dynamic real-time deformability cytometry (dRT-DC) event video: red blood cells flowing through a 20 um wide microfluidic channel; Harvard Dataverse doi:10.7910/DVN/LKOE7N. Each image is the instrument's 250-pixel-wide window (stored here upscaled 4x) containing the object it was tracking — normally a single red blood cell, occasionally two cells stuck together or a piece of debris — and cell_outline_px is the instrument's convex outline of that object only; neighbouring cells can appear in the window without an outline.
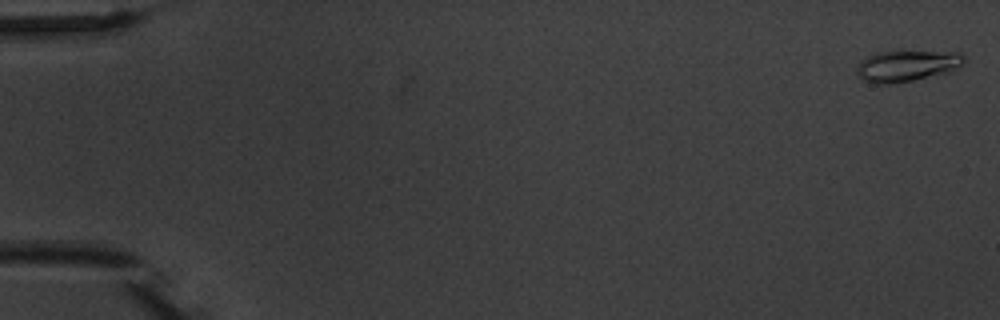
{"species": "common noctule bat (a hibernating species)", "species_latin": "Nyctalus noctula", "temperature_condition": "warm", "stored_images_in_passage": 6, "camera_frame_rate_fps": 3000, "um_per_image_px": 0.085, "animal": {"sex": "male", "body_mass_g": 20.1, "forearm_length_mm": 53.5}, "frame": {"image": 1, "passage_image": 1, "time_ms": 0.0, "image_size_px": [1000, 320], "cell_outline_px": [[964, 64], [948, 72], [912, 80], [892, 84], [872, 84], [864, 80], [860, 76], [856, 68], [860, 60], [868, 56], [880, 52], [960, 52], [964, 56]], "centroid_in_image_um": [77.07, 5.61], "position_along_channel_um": 7.9, "area_um2": 19.19}}
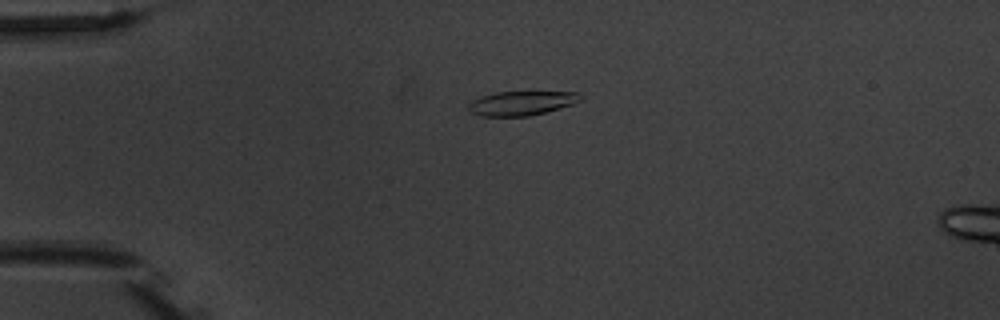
{"frame": {"image": 2, "passage_image": 4, "time_ms": 4.333, "image_size_px": [1000, 320], "cell_outline_px": [[580, 100], [572, 104], [560, 108], [528, 116], [480, 116], [472, 112], [468, 108], [468, 104], [472, 100], [496, 92], [580, 92]], "centroid_in_image_um": [44.32, 8.77], "position_along_channel_um": 40.7, "area_um2": 15.55}}